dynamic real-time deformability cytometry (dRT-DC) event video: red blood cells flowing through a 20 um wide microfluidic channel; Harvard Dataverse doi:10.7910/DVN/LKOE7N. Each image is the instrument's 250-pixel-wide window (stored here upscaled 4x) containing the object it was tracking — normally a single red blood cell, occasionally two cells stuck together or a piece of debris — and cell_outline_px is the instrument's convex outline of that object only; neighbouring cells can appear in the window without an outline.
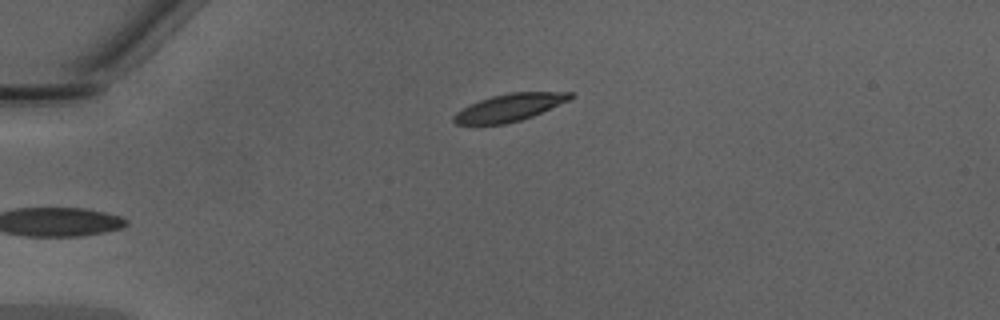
{"species": "Egyptian fruit bat (a non-hibernating species)", "species_latin": "Rousettus aegyptiacus", "temperature_condition": "warm", "stored_images_in_passage": 33, "camera_frame_rate_fps": 3000, "um_per_image_px": 0.085, "animal": {"sex": "male"}, "frame": {"image": 1, "passage_image": 1, "time_ms": 0.0, "image_size_px": [1000, 320], "cell_outline_px": [[576, 96], [572, 100], [532, 116], [520, 120], [504, 124], [456, 124], [452, 120], [452, 116], [456, 112], [480, 100], [492, 96], [508, 92], [572, 92]], "centroid_in_image_um": [43.37, 9.12], "position_along_channel_um": 41.6, "area_um2": 18.61}}
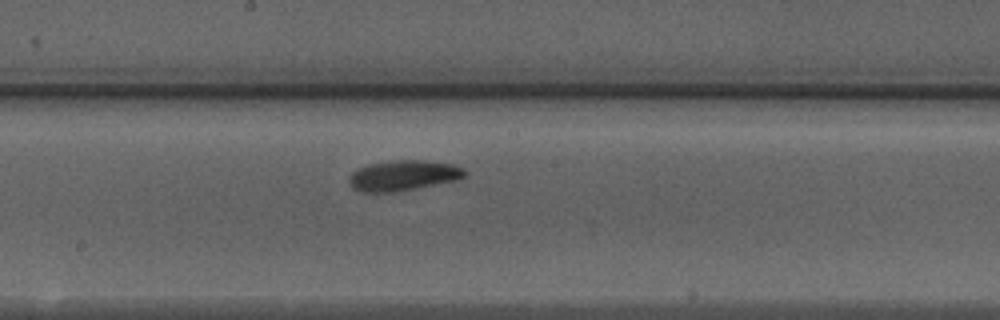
{"frame": {"image": 2, "passage_image": 16, "time_ms": 5.0, "image_size_px": [1000, 320], "cell_outline_px": [[468, 176], [460, 180], [396, 192], [360, 192], [352, 188], [348, 184], [348, 176], [352, 172], [368, 164], [392, 160], [420, 160], [452, 164], [464, 168], [468, 172]], "centroid_in_image_um": [34.3, 14.93], "position_along_channel_um": 213.9, "area_um2": 20.92}}
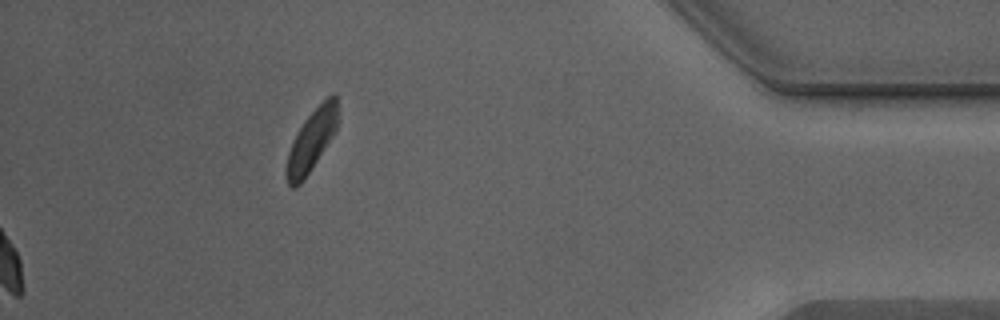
{"frame": {"image": 3, "passage_image": 33, "time_ms": 10.667, "image_size_px": [1000, 320], "cell_outline_px": [[336, 132], [300, 184], [296, 188], [292, 188], [288, 184], [284, 172], [284, 168], [288, 152], [296, 132], [308, 116], [332, 92], [336, 96]], "centroid_in_image_um": [26.42, 12.0], "position_along_channel_um": 408.8, "area_um2": 18.09}, "authors_computed_cell_mechanics": {"area_um2": 19.9988, "velocity_mm_per_s": 4.2528, "shape_relaxation_time_tau1_ms": 1.9303, "shape_relaxation_time_tau2_ms": null, "deformation_change_tau1": 0.1218, "deformation_change_tau2": null}}